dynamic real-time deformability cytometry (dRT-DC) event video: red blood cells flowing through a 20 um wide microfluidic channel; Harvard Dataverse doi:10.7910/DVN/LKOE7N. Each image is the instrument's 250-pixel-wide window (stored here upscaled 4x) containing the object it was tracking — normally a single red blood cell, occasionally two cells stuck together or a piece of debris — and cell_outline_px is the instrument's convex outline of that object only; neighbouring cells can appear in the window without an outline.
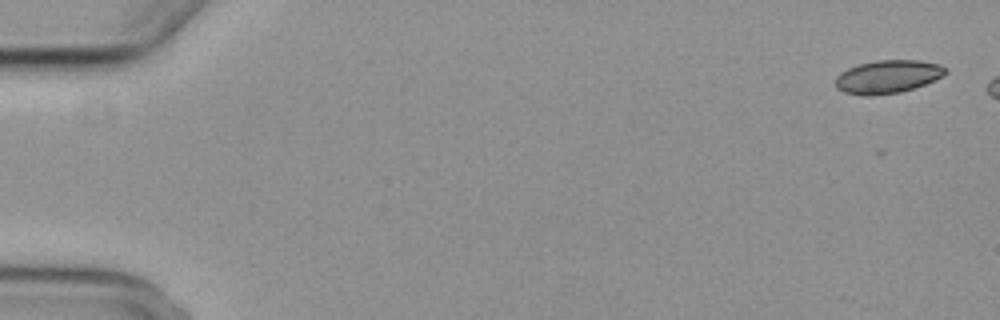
{"species": "common noctule bat (a hibernating species)", "species_latin": "Nyctalus noctula", "temperature_condition": "cold", "stored_images_in_passage": 8, "segment_of_instrument_passage": [1, 2], "camera_frame_rate_fps": 3000, "um_per_image_px": 0.085, "animal": {"sex": "female", "body_mass_g": 29.2, "forearm_length_mm": 56.3}, "frame": {"image": 1, "passage_image": 1, "time_ms": 0.0, "image_size_px": [1000, 320], "cell_outline_px": [[948, 72], [944, 76], [924, 84], [900, 92], [872, 96], [864, 96], [844, 92], [836, 88], [836, 76], [840, 72], [856, 64], [876, 60], [920, 60], [940, 64], [948, 68]], "centroid_in_image_um": [75.46, 6.51], "position_along_channel_um": 9.5, "area_um2": 21.5}}
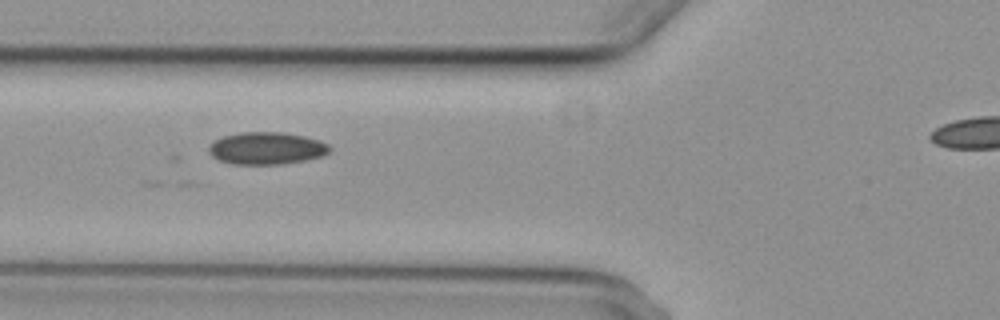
{"frame": {"image": 2, "passage_image": 6, "time_ms": 6.667, "image_size_px": [1000, 320], "cell_outline_px": [[332, 148], [324, 156], [304, 160], [280, 164], [232, 164], [220, 160], [212, 156], [208, 152], [208, 144], [224, 136], [240, 132], [284, 132], [304, 136], [320, 140], [328, 144]], "centroid_in_image_um": [22.66, 12.6], "position_along_channel_um": 103.1, "area_um2": 22.83}}